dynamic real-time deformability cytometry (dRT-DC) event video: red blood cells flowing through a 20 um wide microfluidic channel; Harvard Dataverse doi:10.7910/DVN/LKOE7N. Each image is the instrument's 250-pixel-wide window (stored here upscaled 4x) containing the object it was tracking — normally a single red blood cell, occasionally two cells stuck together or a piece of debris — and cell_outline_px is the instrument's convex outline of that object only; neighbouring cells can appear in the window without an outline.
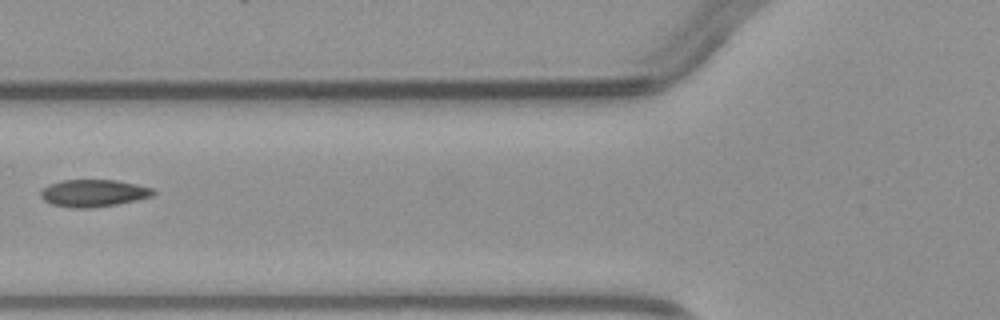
{"species": "common noctule bat (a hibernating species)", "species_latin": "Nyctalus noctula", "temperature_condition": "warm", "stored_images_in_passage": 5, "camera_frame_rate_fps": 3000, "um_per_image_px": 0.085, "animal": {"sex": "male", "body_mass_g": 23.1, "forearm_length_mm": 52.7}, "frame": {"image": 1, "passage_image": 5, "time_ms": 5.0, "image_size_px": [1000, 320], "cell_outline_px": [[156, 192], [152, 196], [136, 200], [116, 204], [92, 208], [72, 208], [52, 204], [44, 200], [40, 196], [40, 192], [48, 184], [64, 180], [116, 180], [136, 184], [152, 188]], "centroid_in_image_um": [7.94, 16.41], "position_along_channel_um": 117.9, "area_um2": 17.8}}